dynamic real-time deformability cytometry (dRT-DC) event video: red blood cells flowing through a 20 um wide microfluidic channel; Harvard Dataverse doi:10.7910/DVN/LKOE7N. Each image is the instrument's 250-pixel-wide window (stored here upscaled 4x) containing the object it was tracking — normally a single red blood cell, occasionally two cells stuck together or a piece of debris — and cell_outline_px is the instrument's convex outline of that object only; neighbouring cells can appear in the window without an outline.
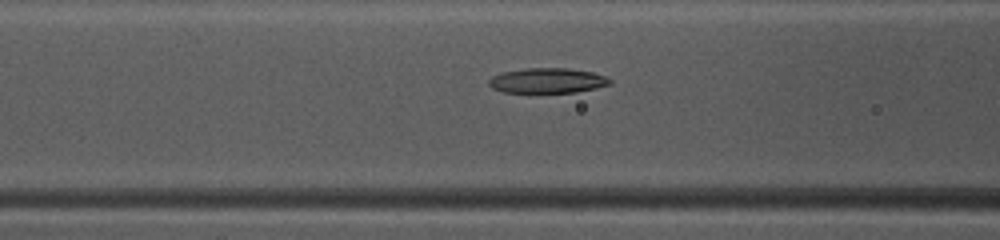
{"species": "common noctule bat (a hibernating species)", "species_latin": "Nyctalus noctula", "temperature_condition": "warm", "stored_images_in_passage": 49, "camera_frame_rate_fps": 3000, "um_per_image_px": 0.085, "animal": {"sex": "female", "body_mass_g": 10.0, "forearm_length_mm": 53.1}, "frame": {"image": 1, "passage_image": 20, "time_ms": 6.333, "image_size_px": [1000, 240], "cell_outline_px": [[612, 84], [596, 88], [576, 92], [504, 92], [492, 88], [488, 84], [488, 80], [492, 76], [504, 72], [524, 68], [568, 68], [592, 72], [604, 76], [612, 80]], "centroid_in_image_um": [46.54, 6.85], "position_along_channel_um": 120.1, "area_um2": 17.63}}
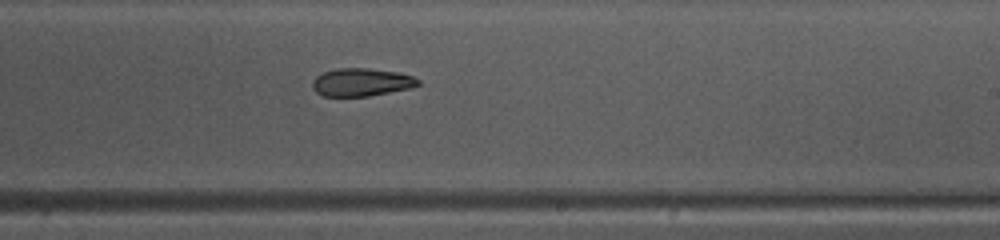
{"frame": {"image": 2, "passage_image": 30, "time_ms": 9.667, "image_size_px": [1000, 240], "cell_outline_px": [[420, 84], [408, 88], [368, 96], [324, 96], [316, 92], [312, 88], [312, 80], [316, 76], [324, 72], [336, 68], [368, 68], [400, 72], [412, 76], [420, 80]], "centroid_in_image_um": [30.7, 6.98], "position_along_channel_um": 258.3, "area_um2": 17.17}}
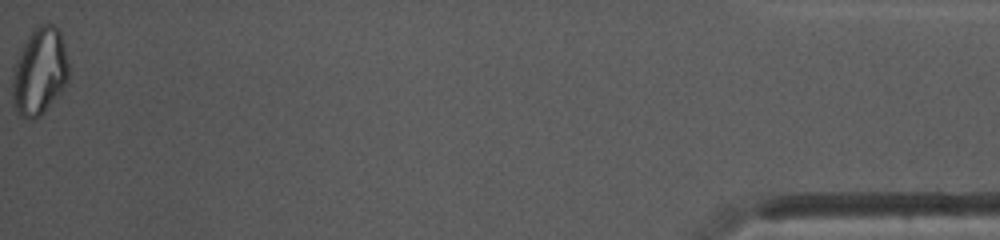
{"frame": {"image": 3, "passage_image": 49, "time_ms": 16.0, "image_size_px": [1000, 240], "cell_outline_px": [[68, 80], [44, 112], [40, 116], [32, 120], [24, 120], [16, 112], [12, 104], [12, 76], [16, 60], [32, 28], [40, 24], [56, 24], [60, 28], [68, 60]], "centroid_in_image_um": [3.35, 6.07], "position_along_channel_um": 431.9, "area_um2": 28.9}, "authors_computed_cell_mechanics": {"area_um2": 19.1318, "velocity_mm_per_s": 4.1407, "shape_relaxation_time_tau1_ms": 5.6911, "shape_relaxation_time_tau2_ms": 7.2564, "deformation_change_tau1": 0.1735, "deformation_change_tau2": 0.1444}}